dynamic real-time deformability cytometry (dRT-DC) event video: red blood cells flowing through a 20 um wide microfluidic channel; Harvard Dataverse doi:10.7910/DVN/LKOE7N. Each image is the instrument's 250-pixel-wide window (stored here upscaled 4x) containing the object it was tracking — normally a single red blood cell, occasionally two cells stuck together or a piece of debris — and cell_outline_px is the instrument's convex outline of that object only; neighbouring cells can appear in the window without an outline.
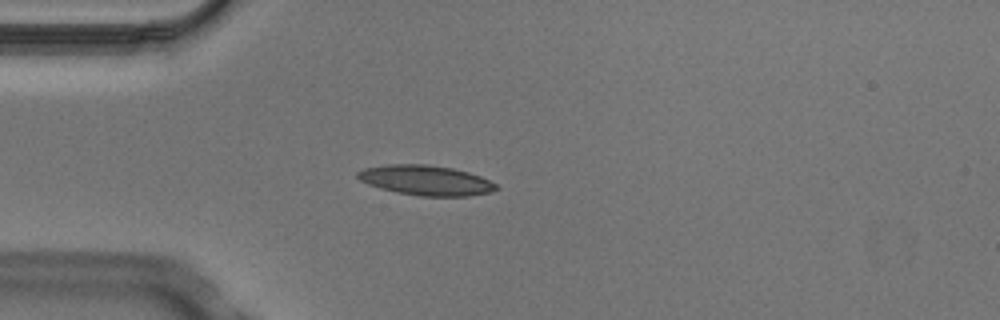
{"species": "Egyptian fruit bat (a non-hibernating species)", "species_latin": "Rousettus aegyptiacus", "temperature_condition": "cold", "stored_images_in_passage": 3, "camera_frame_rate_fps": 3000, "um_per_image_px": 0.085, "animal": {"sex": "male"}, "frame": {"image": 1, "passage_image": 3, "time_ms": 0.667, "image_size_px": [1000, 320], "cell_outline_px": [[500, 188], [488, 192], [468, 196], [420, 196], [396, 192], [380, 188], [368, 184], [360, 180], [356, 176], [356, 172], [364, 168], [388, 164], [424, 164], [452, 168], [468, 172], [480, 176], [496, 184]], "centroid_in_image_um": [36.17, 15.32], "position_along_channel_um": 48.8, "area_um2": 24.1}}